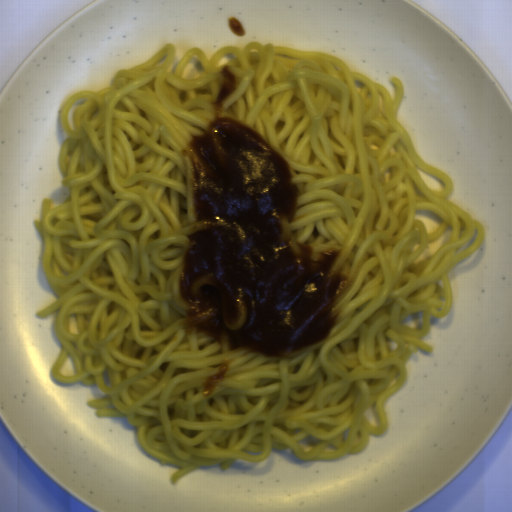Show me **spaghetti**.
Here are the masks:
<instances>
[{
  "label": "spaghetti",
  "mask_w": 512,
  "mask_h": 512,
  "mask_svg": "<svg viewBox=\"0 0 512 512\" xmlns=\"http://www.w3.org/2000/svg\"><path fill=\"white\" fill-rule=\"evenodd\" d=\"M167 42L107 87L60 106L58 167L67 199L44 198L33 223L57 299L62 345L55 382L96 386L99 417H126L162 465L229 470L273 450L307 461L366 451L386 434V402L408 382L407 362L431 318L453 307L449 275L483 244L486 227L448 197L452 177L425 161L398 119L394 97L327 52L271 42L188 49ZM228 64L238 77L224 114L259 130L291 165L300 189L284 236L321 251L342 248L334 271L349 284L339 323L320 344L283 356L186 334L179 274L194 222L181 148L213 119ZM229 369L207 397L204 376Z\"/></svg>",
  "instance_id": "spaghetti-1"
}]
</instances>
